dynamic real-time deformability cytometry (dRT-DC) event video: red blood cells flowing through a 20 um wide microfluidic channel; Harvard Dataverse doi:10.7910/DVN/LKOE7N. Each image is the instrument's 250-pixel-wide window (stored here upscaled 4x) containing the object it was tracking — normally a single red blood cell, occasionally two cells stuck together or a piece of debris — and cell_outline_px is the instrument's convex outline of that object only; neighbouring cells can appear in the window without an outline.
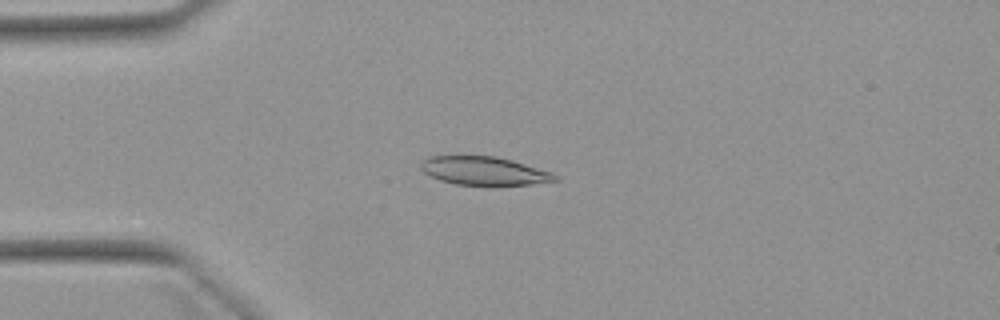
{"species": "Egyptian fruit bat (a non-hibernating species)", "species_latin": "Rousettus aegyptiacus", "temperature_condition": "warm", "stored_images_in_passage": 50, "camera_frame_rate_fps": 3000, "um_per_image_px": 0.085, "animal": {"sex": "female"}, "frame": {"image": 1, "passage_image": 12, "time_ms": 3.667, "image_size_px": [1000, 320], "cell_outline_px": [[560, 180], [532, 184], [492, 188], [456, 184], [440, 180], [424, 172], [420, 168], [420, 164], [428, 156], [496, 156], [512, 160], [552, 172]], "centroid_in_image_um": [41.18, 14.57], "position_along_channel_um": 43.8, "area_um2": 22.95}}
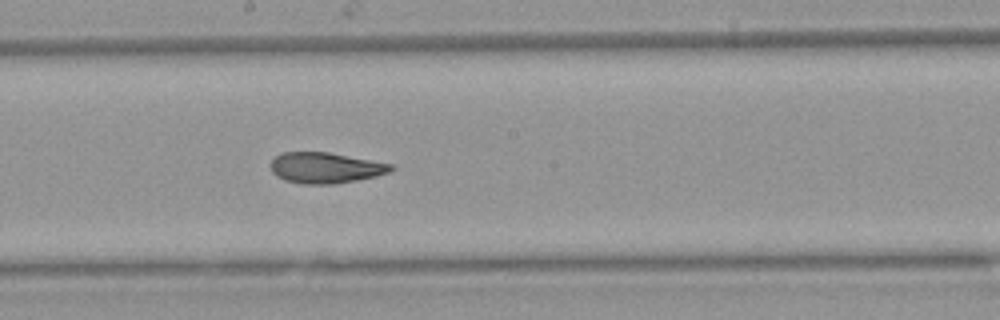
{"frame": {"image": 2, "passage_image": 27, "time_ms": 8.667, "image_size_px": [1000, 320], "cell_outline_px": [[396, 168], [388, 172], [376, 176], [356, 180], [332, 184], [304, 184], [284, 180], [276, 176], [272, 172], [268, 164], [280, 152], [328, 152], [392, 164]], "centroid_in_image_um": [27.61, 14.26], "position_along_channel_um": 220.6, "area_um2": 21.62}}
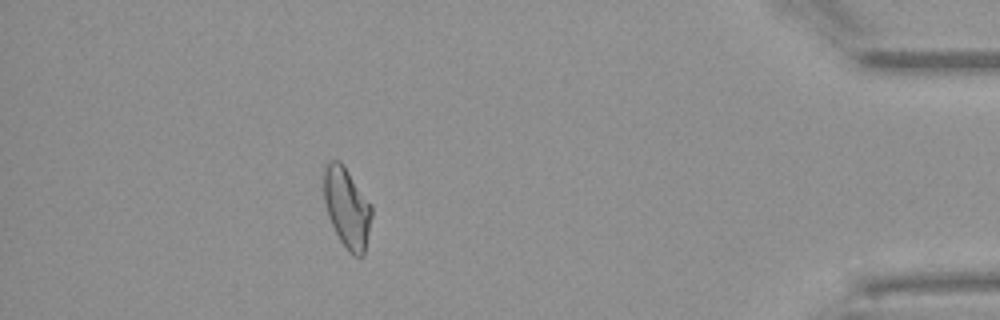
{"frame": {"image": 3, "passage_image": 45, "time_ms": 14.667, "image_size_px": [1000, 320], "cell_outline_px": [[372, 216], [364, 256], [352, 256], [348, 252], [340, 240], [328, 216], [324, 200], [324, 164], [328, 160], [340, 160], [372, 204]], "centroid_in_image_um": [29.5, 17.65], "position_along_channel_um": 405.7, "area_um2": 22.54}, "authors_computed_cell_mechanics": {"area_um2": 22.542, "velocity_mm_per_s": 3.9426, "shape_relaxation_time_tau1_ms": 9.0064, "shape_relaxation_time_tau2_ms": 3.2049, "deformation_change_tau1": 0.2117, "deformation_change_tau2": 0.0961}}